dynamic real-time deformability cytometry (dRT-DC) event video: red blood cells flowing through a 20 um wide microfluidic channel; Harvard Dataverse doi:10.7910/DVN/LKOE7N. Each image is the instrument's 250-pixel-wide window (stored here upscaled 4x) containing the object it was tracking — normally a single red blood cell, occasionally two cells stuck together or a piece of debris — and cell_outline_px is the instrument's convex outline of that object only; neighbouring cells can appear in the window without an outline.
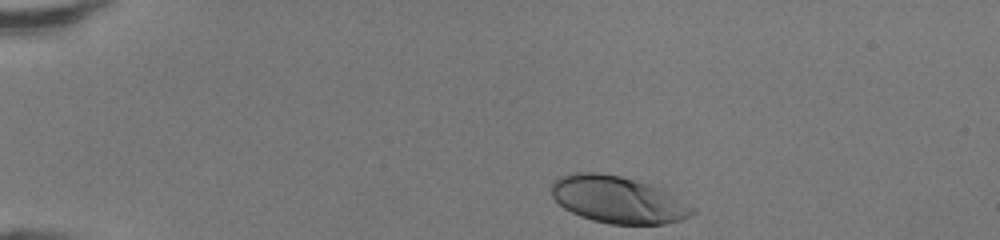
{"species": "human", "species_latin": "Homo sapiens", "temperature_condition": "room temperature", "stored_images_in_passage": 33, "camera_frame_rate_fps": 3000, "um_per_image_px": 0.085, "donor": {"sex": "female"}, "frame": {"image": 1, "passage_image": 1, "time_ms": 0.0, "image_size_px": [1000, 240], "cell_outline_px": [[696, 212], [692, 216], [680, 220], [664, 224], [608, 224], [592, 220], [580, 216], [564, 208], [552, 196], [552, 184], [560, 176], [576, 172], [600, 172], [620, 176], [648, 184], [672, 192], [696, 208]], "centroid_in_image_um": [52.58, 16.98], "position_along_channel_um": 32.4, "area_um2": 38.78}}
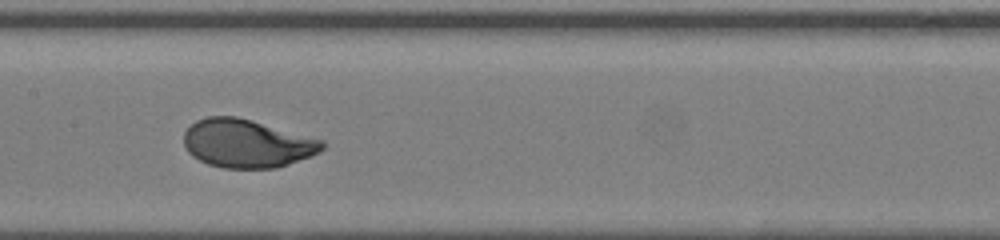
{"frame": {"image": 2, "passage_image": 17, "time_ms": 5.333, "image_size_px": [1000, 240], "cell_outline_px": [[324, 148], [320, 152], [288, 164], [276, 168], [224, 168], [208, 164], [192, 156], [188, 152], [184, 144], [184, 132], [196, 120], [208, 116], [236, 116], [324, 140]], "centroid_in_image_um": [20.97, 12.19], "position_along_channel_um": 186.4, "area_um2": 38.78}}
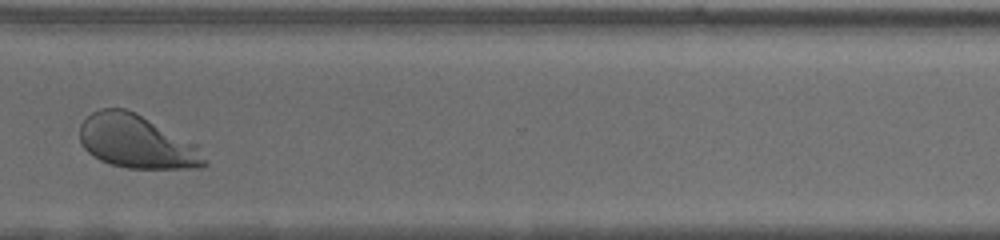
{"frame": {"image": 3, "passage_image": 29, "time_ms": 9.333, "image_size_px": [1000, 240], "cell_outline_px": [[208, 164], [204, 168], [128, 168], [112, 164], [100, 160], [92, 156], [84, 148], [80, 140], [80, 124], [92, 112], [100, 108], [124, 108], [136, 112], [196, 144], [208, 160]], "centroid_in_image_um": [11.63, 12.05], "position_along_channel_um": 359.0, "area_um2": 38.84}, "authors_computed_cell_mechanics": {"area_um2": 38.9572, "velocity_mm_per_s": 4.3084, "shape_relaxation_time_tau1_ms": 1.9128, "shape_relaxation_time_tau2_ms": null, "deformation_change_tau1": 0.1539, "deformation_change_tau2": null}}